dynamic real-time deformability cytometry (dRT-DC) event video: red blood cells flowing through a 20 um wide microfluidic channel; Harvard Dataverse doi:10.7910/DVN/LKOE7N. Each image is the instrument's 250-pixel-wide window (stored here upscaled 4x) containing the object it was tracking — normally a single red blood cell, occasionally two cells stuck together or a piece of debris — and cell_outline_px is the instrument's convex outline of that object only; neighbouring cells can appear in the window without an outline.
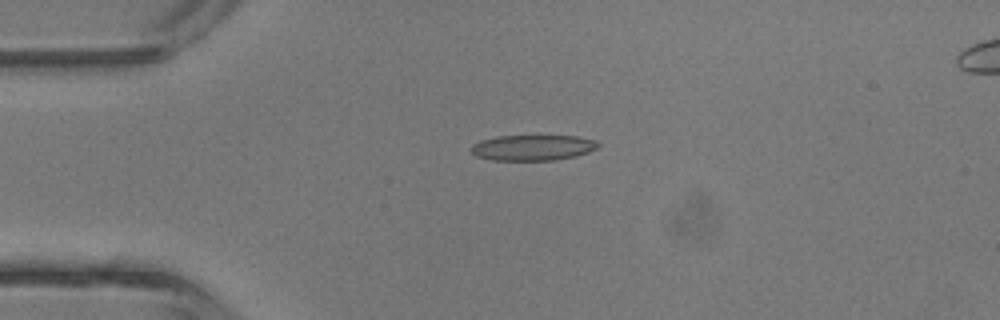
{"species": "common noctule bat (a hibernating species)", "species_latin": "Nyctalus noctula", "temperature_condition": "room temperature", "stored_images_in_passage": 5, "camera_frame_rate_fps": 3000, "um_per_image_px": 0.085, "animal": {"sex": "male", "body_mass_g": 13.3}, "frame": {"image": 1, "passage_image": 3, "time_ms": 3.333, "image_size_px": [1000, 320], "cell_outline_px": [[600, 144], [596, 148], [588, 152], [556, 160], [492, 160], [476, 156], [472, 152], [472, 144], [480, 140], [496, 136], [576, 136], [596, 140]], "centroid_in_image_um": [45.26, 12.54], "position_along_channel_um": 39.7, "area_um2": 18.84}}
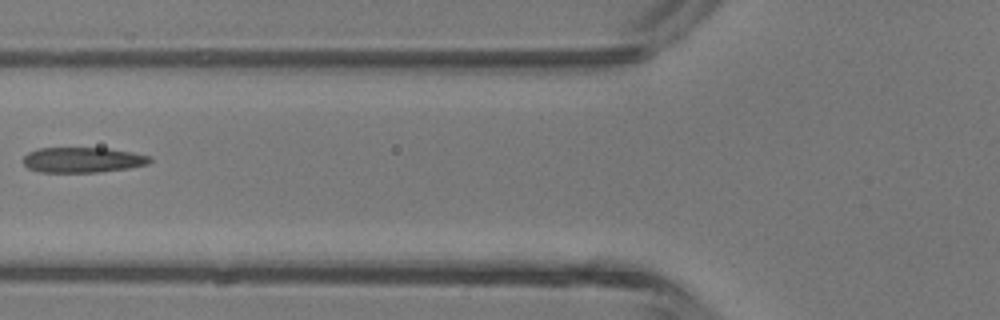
{"frame": {"image": 2, "passage_image": 5, "time_ms": 5.667, "image_size_px": [1000, 320], "cell_outline_px": [[152, 160], [148, 164], [128, 168], [100, 172], [40, 172], [28, 168], [24, 164], [24, 156], [28, 152], [40, 148], [108, 148], [132, 152], [148, 156]], "centroid_in_image_um": [7.02, 13.59], "position_along_channel_um": 118.8, "area_um2": 18.61}}